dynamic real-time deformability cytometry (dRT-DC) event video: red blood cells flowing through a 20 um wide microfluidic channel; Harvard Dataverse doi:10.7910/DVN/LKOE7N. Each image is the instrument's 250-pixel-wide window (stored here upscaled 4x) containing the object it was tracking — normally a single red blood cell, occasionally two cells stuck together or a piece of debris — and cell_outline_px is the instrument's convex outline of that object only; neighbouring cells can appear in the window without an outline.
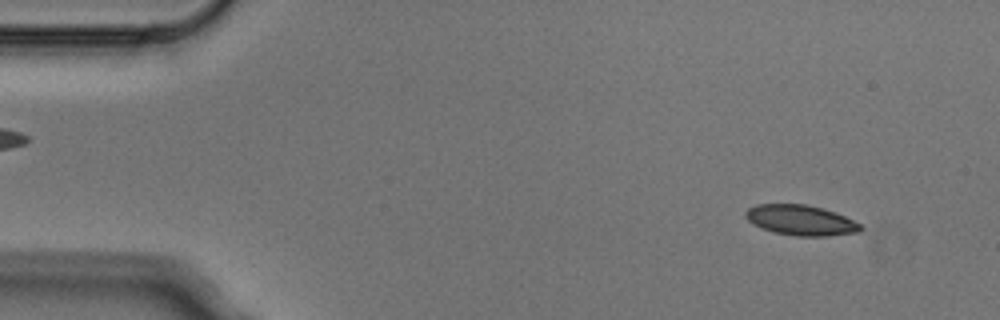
{"species": "Egyptian fruit bat (a non-hibernating species)", "species_latin": "Rousettus aegyptiacus", "temperature_condition": "cold", "stored_images_in_passage": 5, "segment_of_instrument_passage": [2, 2], "camera_frame_rate_fps": 3000, "um_per_image_px": 0.085, "animal": {"sex": "male"}, "frame": {"image": 1, "passage_image": 5, "time_ms": 1.333, "image_size_px": [1000, 320], "cell_outline_px": [[864, 228], [860, 232], [828, 236], [796, 236], [776, 232], [752, 224], [744, 216], [744, 212], [748, 208], [756, 204], [804, 204], [824, 208], [836, 212], [860, 224]], "centroid_in_image_um": [68.07, 18.71], "position_along_channel_um": 16.9, "area_um2": 20.35}}